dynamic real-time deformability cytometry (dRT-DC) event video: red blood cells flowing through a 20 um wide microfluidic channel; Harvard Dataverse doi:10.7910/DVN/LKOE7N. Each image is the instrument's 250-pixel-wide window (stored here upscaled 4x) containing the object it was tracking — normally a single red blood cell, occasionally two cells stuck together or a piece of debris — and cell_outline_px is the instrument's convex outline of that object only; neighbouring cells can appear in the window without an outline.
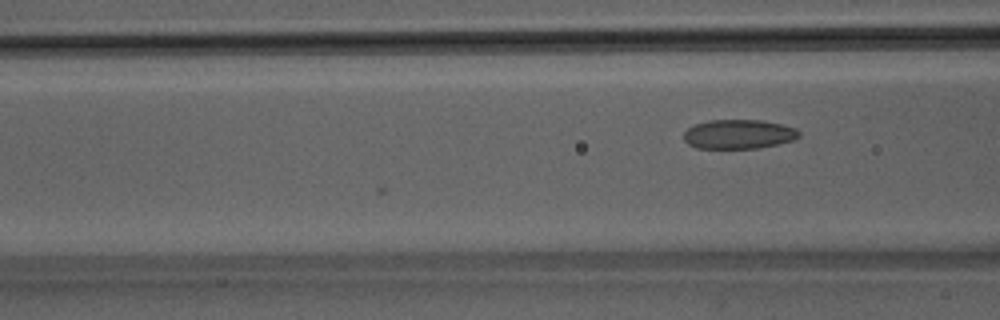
{"species": "Egyptian fruit bat (a non-hibernating species)", "species_latin": "Rousettus aegyptiacus", "temperature_condition": "room temperature", "stored_images_in_passage": 6, "camera_frame_rate_fps": 3000, "um_per_image_px": 0.085, "animal": {"sex": "male"}, "frame": {"image": 1, "passage_image": 6, "time_ms": 1.667, "image_size_px": [1000, 320], "cell_outline_px": [[800, 136], [792, 140], [776, 144], [756, 148], [696, 148], [688, 144], [684, 140], [684, 132], [688, 128], [696, 124], [708, 120], [764, 120], [796, 128], [800, 132]], "centroid_in_image_um": [62.77, 11.4], "position_along_channel_um": 103.8, "area_um2": 19.59}}